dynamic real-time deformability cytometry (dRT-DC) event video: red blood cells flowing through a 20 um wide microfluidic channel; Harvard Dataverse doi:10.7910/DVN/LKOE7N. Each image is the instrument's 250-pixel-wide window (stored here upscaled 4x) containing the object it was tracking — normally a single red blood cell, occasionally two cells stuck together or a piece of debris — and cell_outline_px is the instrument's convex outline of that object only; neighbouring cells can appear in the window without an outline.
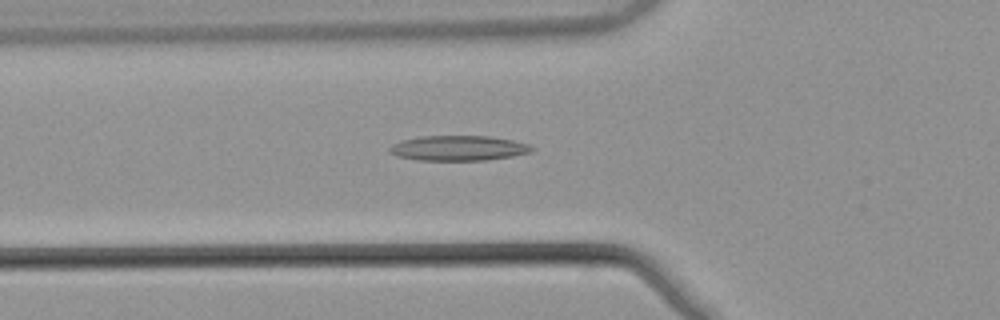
{"species": "common noctule bat (a hibernating species)", "species_latin": "Nyctalus noctula", "temperature_condition": "warm", "stored_images_in_passage": 53, "camera_frame_rate_fps": 3000, "um_per_image_px": 0.085, "animal": {"sex": "male", "body_mass_g": 21.5, "forearm_length_mm": 52.0}, "frame": {"image": 1, "passage_image": 19, "time_ms": 6.0, "image_size_px": [1000, 320], "cell_outline_px": [[536, 148], [532, 152], [512, 156], [484, 160], [416, 160], [396, 156], [388, 152], [388, 148], [392, 144], [400, 140], [424, 136], [488, 136], [512, 140], [528, 144]], "centroid_in_image_um": [38.94, 12.59], "position_along_channel_um": 86.9, "area_um2": 20.87}}
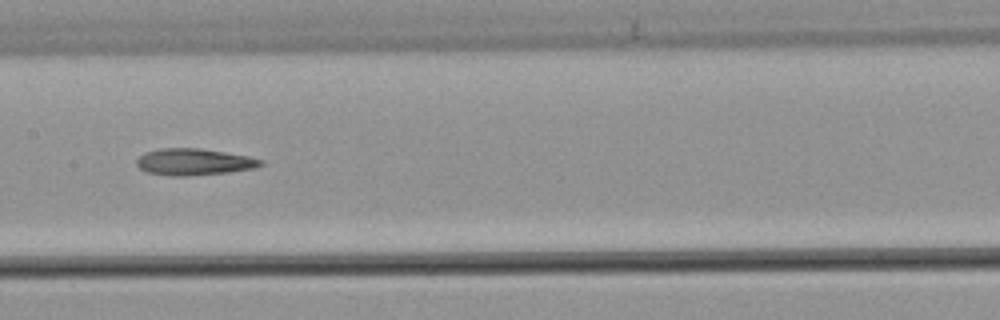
{"frame": {"image": 2, "passage_image": 27, "time_ms": 8.667, "image_size_px": [1000, 320], "cell_outline_px": [[264, 164], [256, 168], [228, 172], [184, 176], [168, 176], [148, 172], [140, 168], [136, 164], [136, 160], [144, 152], [160, 148], [200, 148], [248, 156], [264, 160]], "centroid_in_image_um": [16.49, 13.76], "position_along_channel_um": 190.9, "area_um2": 19.31}}
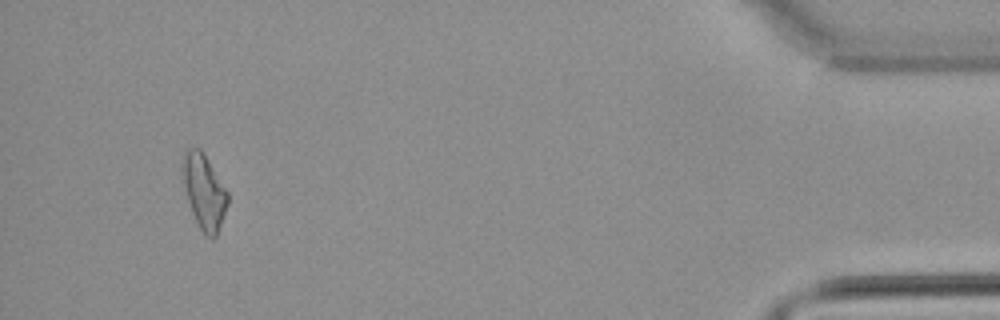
{"frame": {"image": 3, "passage_image": 50, "time_ms": 16.333, "image_size_px": [1000, 320], "cell_outline_px": [[228, 204], [216, 236], [212, 240], [204, 236], [192, 212], [188, 200], [184, 184], [180, 164], [184, 152], [188, 148], [200, 148], [228, 192]], "centroid_in_image_um": [17.34, 16.29], "position_along_channel_um": 417.9, "area_um2": 19.54}}